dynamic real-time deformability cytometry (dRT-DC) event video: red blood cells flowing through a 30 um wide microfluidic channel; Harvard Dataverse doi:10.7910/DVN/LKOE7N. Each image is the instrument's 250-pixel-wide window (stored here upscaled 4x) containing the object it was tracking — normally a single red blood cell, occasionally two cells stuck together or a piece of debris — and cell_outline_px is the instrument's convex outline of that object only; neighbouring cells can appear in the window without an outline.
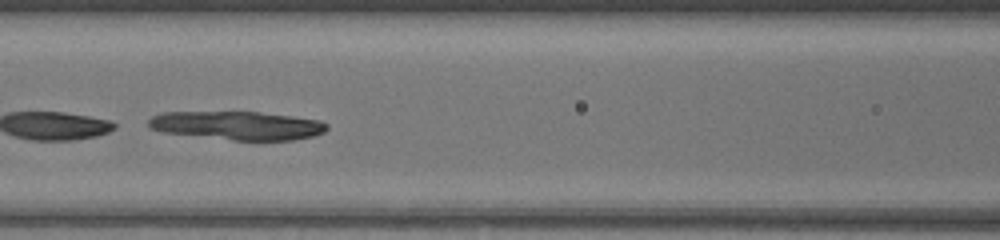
{"species": "common noctule bat (a hibernating species)", "species_latin": "Nyctalus noctula", "temperature_condition": "warm", "stored_images_in_passage": 31, "camera_frame_rate_fps": 3000, "um_per_image_px": 0.085, "animal": {"sex": "female", "body_mass_g": 17.0, "forearm_length_mm": 48.0}, "frame": {"image": 1, "passage_image": 10, "time_ms": 3.0, "image_size_px": [1000, 240], "cell_outline_px": [[328, 128], [324, 132], [312, 136], [292, 140], [232, 140], [164, 132], [148, 128], [148, 120], [152, 116], [160, 112], [260, 112], [292, 116], [320, 120], [328, 124]], "centroid_in_image_um": [20.17, 10.66], "position_along_channel_um": 146.4, "area_um2": 29.65}}
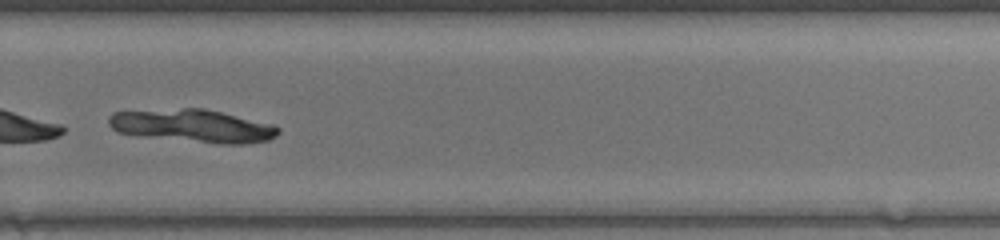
{"frame": {"image": 2, "passage_image": 22, "time_ms": 7.0, "image_size_px": [1000, 240], "cell_outline_px": [[280, 132], [276, 136], [268, 140], [244, 144], [216, 144], [140, 136], [116, 132], [108, 124], [108, 116], [112, 112], [184, 108], [204, 108], [272, 124], [280, 128]], "centroid_in_image_um": [16.37, 10.71], "position_along_channel_um": 313.4, "area_um2": 32.71}}